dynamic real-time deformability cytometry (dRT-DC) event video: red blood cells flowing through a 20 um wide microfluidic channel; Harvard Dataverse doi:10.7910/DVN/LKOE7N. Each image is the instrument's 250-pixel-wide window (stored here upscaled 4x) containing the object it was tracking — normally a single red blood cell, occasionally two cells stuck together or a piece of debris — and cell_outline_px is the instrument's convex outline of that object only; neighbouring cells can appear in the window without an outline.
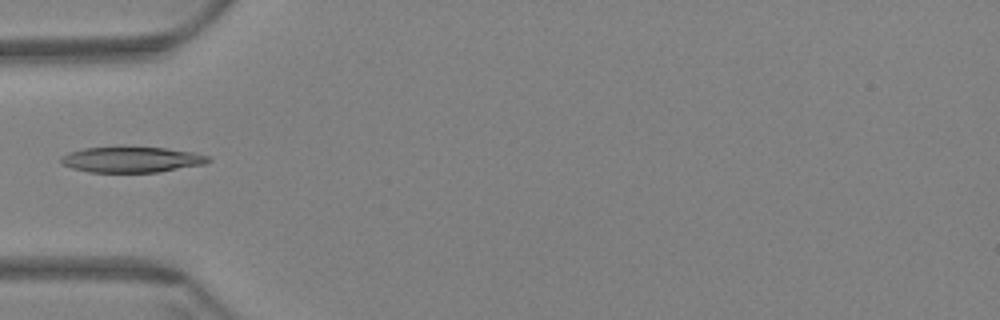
{"species": "Egyptian fruit bat (a non-hibernating species)", "species_latin": "Rousettus aegyptiacus", "temperature_condition": "warm", "stored_images_in_passage": 3, "camera_frame_rate_fps": 3000, "um_per_image_px": 0.085, "animal": {"sex": "female"}, "frame": {"image": 1, "passage_image": 1, "time_ms": 0.0, "image_size_px": [1000, 320], "cell_outline_px": [[212, 160], [204, 164], [160, 172], [88, 172], [72, 168], [64, 164], [60, 160], [60, 156], [68, 152], [84, 148], [120, 144], [164, 148], [192, 152], [208, 156]], "centroid_in_image_um": [11.14, 13.52], "position_along_channel_um": 73.9, "area_um2": 22.83}}